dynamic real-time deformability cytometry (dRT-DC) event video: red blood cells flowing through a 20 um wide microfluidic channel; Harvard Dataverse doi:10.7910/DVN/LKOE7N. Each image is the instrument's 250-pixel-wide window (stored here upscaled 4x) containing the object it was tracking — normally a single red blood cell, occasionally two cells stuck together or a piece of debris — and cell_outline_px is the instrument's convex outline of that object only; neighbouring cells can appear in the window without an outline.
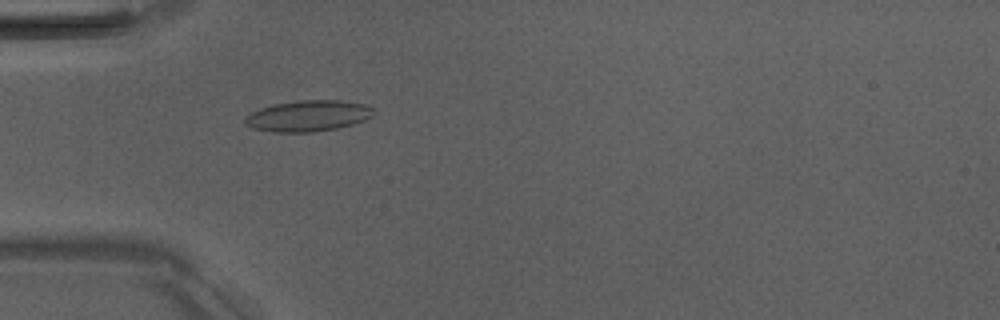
{"species": "Egyptian fruit bat (a non-hibernating species)", "species_latin": "Rousettus aegyptiacus", "temperature_condition": "room temperature", "stored_images_in_passage": 2, "camera_frame_rate_fps": 3000, "um_per_image_px": 0.085, "animal": {"sex": "male"}, "frame": {"image": 1, "passage_image": 2, "time_ms": 1.0, "image_size_px": [1000, 320], "cell_outline_px": [[376, 112], [372, 116], [364, 120], [352, 124], [336, 128], [312, 132], [276, 132], [252, 128], [244, 124], [244, 116], [260, 108], [276, 104], [300, 100], [340, 100], [364, 104], [372, 108]], "centroid_in_image_um": [26.17, 9.85], "position_along_channel_um": 58.8, "area_um2": 23.18}}